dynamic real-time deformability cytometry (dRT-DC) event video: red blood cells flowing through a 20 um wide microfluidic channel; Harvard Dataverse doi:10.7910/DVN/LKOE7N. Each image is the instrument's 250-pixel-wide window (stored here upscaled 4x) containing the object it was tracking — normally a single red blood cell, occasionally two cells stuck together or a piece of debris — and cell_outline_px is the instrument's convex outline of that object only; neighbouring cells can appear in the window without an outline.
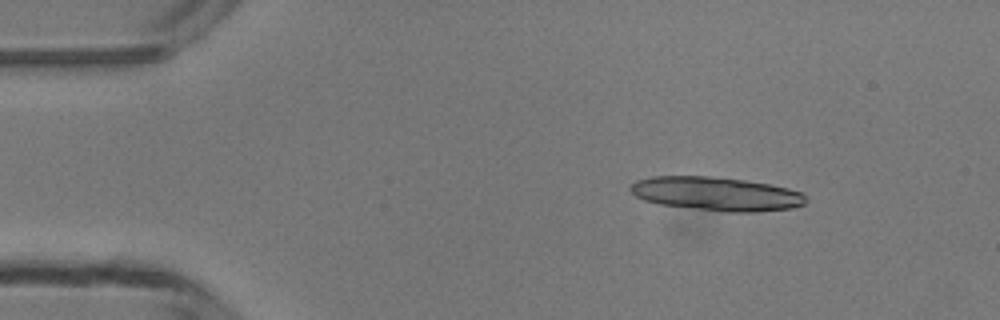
{"species": "common noctule bat (a hibernating species)", "species_latin": "Nyctalus noctula", "temperature_condition": "room temperature", "stored_images_in_passage": 21, "camera_frame_rate_fps": 3000, "um_per_image_px": 0.085, "animal": {"sex": "male", "body_mass_g": 13.3}, "frame": {"image": 1, "passage_image": 1, "time_ms": 0.0, "image_size_px": [1000, 320], "cell_outline_px": [[808, 200], [804, 204], [792, 208], [756, 212], [728, 212], [660, 204], [644, 200], [636, 196], [628, 188], [636, 180], [652, 176], [712, 176], [744, 180], [768, 184], [788, 188], [804, 192]], "centroid_in_image_um": [60.92, 16.47], "position_along_channel_um": 24.1, "area_um2": 34.56}}
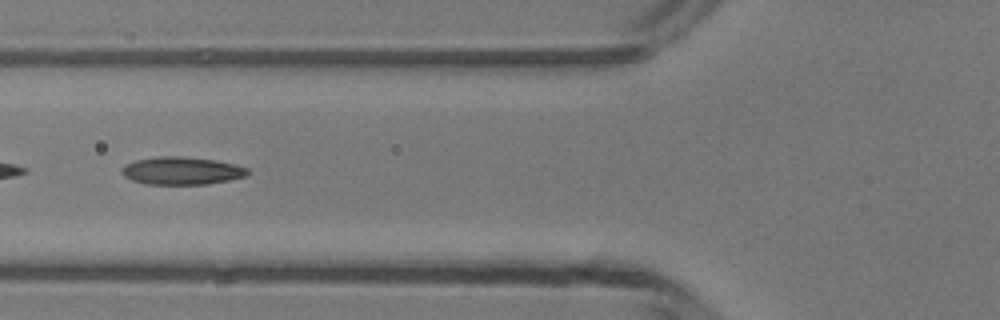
{"frame": {"image": 2, "passage_image": 13, "time_ms": 4.0, "image_size_px": [1000, 320], "cell_outline_px": [[248, 176], [208, 184], [148, 184], [132, 180], [124, 176], [120, 172], [128, 164], [136, 160], [160, 156], [180, 156], [216, 160], [236, 164], [248, 168]], "centroid_in_image_um": [15.49, 14.51], "position_along_channel_um": 110.3, "area_um2": 20.23}}
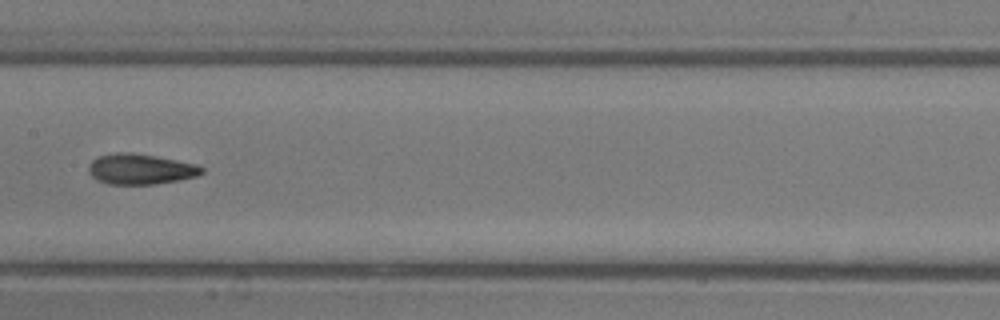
{"frame": {"image": 3, "passage_image": 19, "time_ms": 6.0, "image_size_px": [1000, 320], "cell_outline_px": [[204, 172], [196, 176], [180, 180], [152, 184], [108, 184], [96, 180], [88, 172], [88, 164], [96, 156], [116, 152], [132, 152], [156, 156], [196, 164], [204, 168]], "centroid_in_image_um": [11.9, 14.36], "position_along_channel_um": 195.5, "area_um2": 20.29}}